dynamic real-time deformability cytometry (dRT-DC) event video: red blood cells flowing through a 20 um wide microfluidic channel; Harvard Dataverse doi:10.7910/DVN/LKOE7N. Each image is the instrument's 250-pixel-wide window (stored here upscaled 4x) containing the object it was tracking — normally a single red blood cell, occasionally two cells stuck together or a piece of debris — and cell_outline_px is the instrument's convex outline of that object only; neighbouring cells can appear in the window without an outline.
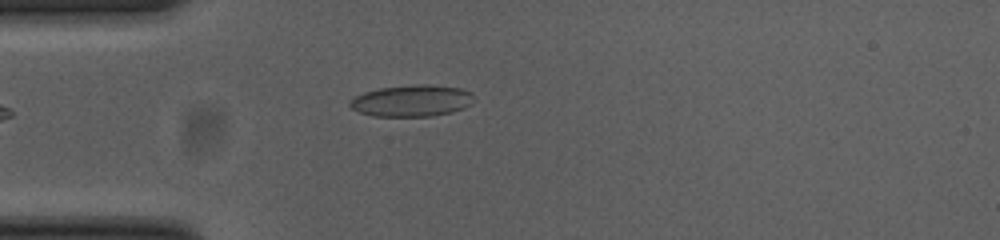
{"species": "common noctule bat (a hibernating species)", "species_latin": "Nyctalus noctula", "temperature_condition": "cold", "stored_images_in_passage": 13, "camera_frame_rate_fps": 3000, "um_per_image_px": 0.085, "animal": {"sex": "female", "body_mass_g": 23.0, "forearm_length_mm": 53.4}, "frame": {"image": 1, "passage_image": 1, "time_ms": 0.0, "image_size_px": [1000, 240], "cell_outline_px": [[476, 100], [472, 104], [464, 108], [452, 112], [432, 116], [372, 116], [360, 112], [352, 108], [348, 104], [356, 96], [364, 92], [380, 88], [420, 84], [428, 84], [460, 88], [472, 92]], "centroid_in_image_um": [35.07, 8.56], "position_along_channel_um": 49.9, "area_um2": 22.89}}
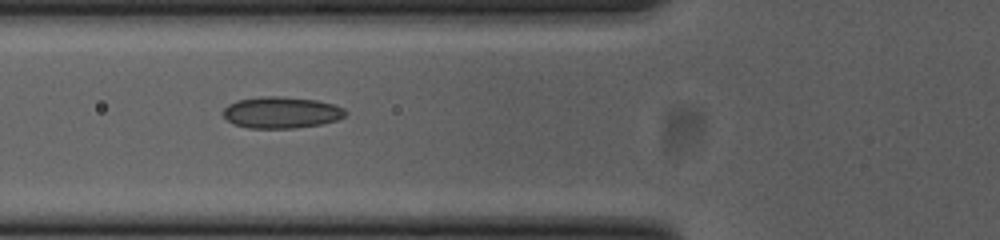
{"frame": {"image": 2, "passage_image": 6, "time_ms": 1.667, "image_size_px": [1000, 240], "cell_outline_px": [[348, 112], [344, 116], [336, 120], [320, 124], [292, 128], [248, 128], [232, 124], [224, 116], [224, 108], [228, 104], [236, 100], [260, 96], [280, 96], [316, 100], [336, 104], [344, 108]], "centroid_in_image_um": [23.91, 9.55], "position_along_channel_um": 101.9, "area_um2": 22.54}}
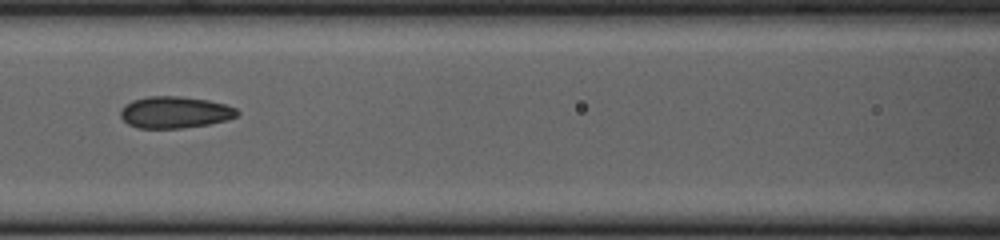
{"frame": {"image": 3, "passage_image": 10, "time_ms": 3.0, "image_size_px": [1000, 240], "cell_outline_px": [[240, 112], [236, 116], [228, 120], [208, 124], [180, 128], [140, 128], [128, 124], [120, 116], [120, 108], [124, 104], [132, 100], [148, 96], [180, 96], [208, 100], [224, 104], [236, 108]], "centroid_in_image_um": [14.84, 9.54], "position_along_channel_um": 151.8, "area_um2": 21.62}}